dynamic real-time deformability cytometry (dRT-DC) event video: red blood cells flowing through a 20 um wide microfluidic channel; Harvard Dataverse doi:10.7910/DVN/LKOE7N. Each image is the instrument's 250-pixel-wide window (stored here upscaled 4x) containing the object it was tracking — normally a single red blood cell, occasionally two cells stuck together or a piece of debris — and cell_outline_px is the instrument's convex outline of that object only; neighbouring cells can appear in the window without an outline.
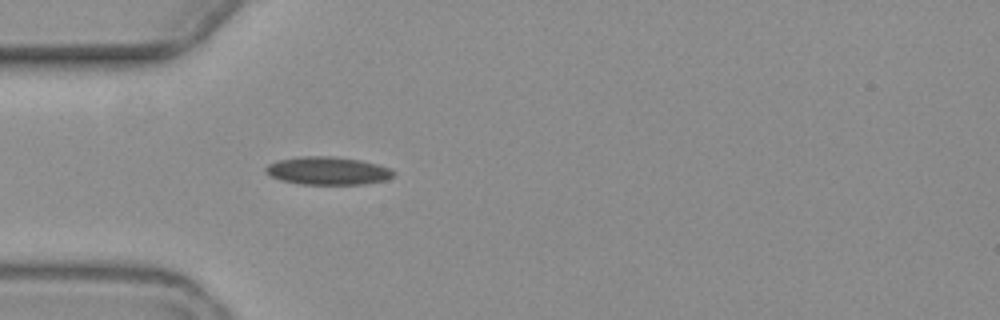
{"species": "common noctule bat (a hibernating species)", "species_latin": "Nyctalus noctula", "temperature_condition": "warm", "stored_images_in_passage": 3, "camera_frame_rate_fps": 3000, "um_per_image_px": 0.085, "animal": {"sex": "female", "body_mass_g": 19.3, "forearm_length_mm": 54.1}, "frame": {"image": 1, "passage_image": 3, "time_ms": 2.667, "image_size_px": [1000, 320], "cell_outline_px": [[396, 172], [392, 176], [384, 180], [364, 184], [300, 184], [280, 180], [264, 172], [264, 168], [268, 164], [280, 160], [300, 156], [332, 156], [360, 160], [376, 164], [388, 168]], "centroid_in_image_um": [27.82, 14.51], "position_along_channel_um": 57.2, "area_um2": 20.69}}